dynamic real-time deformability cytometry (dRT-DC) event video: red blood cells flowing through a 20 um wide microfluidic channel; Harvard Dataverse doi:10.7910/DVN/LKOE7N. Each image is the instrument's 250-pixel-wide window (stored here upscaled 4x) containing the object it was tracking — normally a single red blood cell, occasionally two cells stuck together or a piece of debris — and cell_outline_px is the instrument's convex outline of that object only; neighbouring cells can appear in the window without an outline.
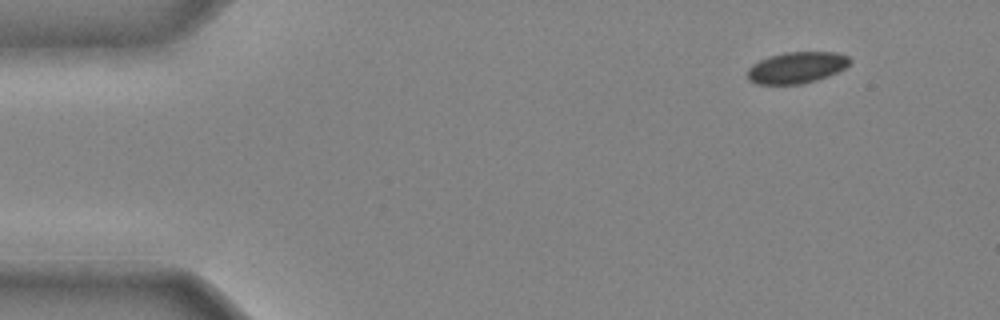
{"species": "common noctule bat (a hibernating species)", "species_latin": "Nyctalus noctula", "temperature_condition": "cold", "stored_images_in_passage": 36, "camera_frame_rate_fps": 3000, "um_per_image_px": 0.085, "animal": {"sex": "male", "body_mass_g": 20.4}, "frame": {"image": 1, "passage_image": 1, "time_ms": 0.0, "image_size_px": [1000, 320], "cell_outline_px": [[852, 60], [844, 68], [828, 76], [816, 80], [800, 84], [756, 84], [748, 80], [748, 68], [752, 64], [768, 56], [784, 52], [836, 52], [848, 56]], "centroid_in_image_um": [67.69, 5.74], "position_along_channel_um": 17.3, "area_um2": 18.73}}
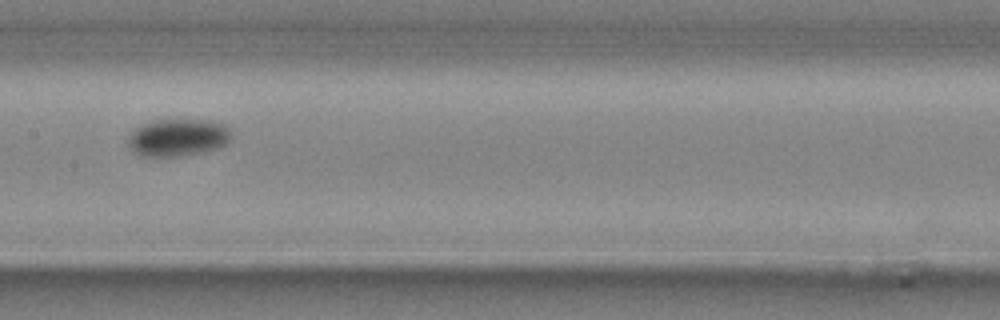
{"frame": {"image": 2, "passage_image": 19, "time_ms": 6.0, "image_size_px": [1000, 320], "cell_outline_px": [[232, 140], [220, 148], [204, 152], [184, 156], [140, 156], [132, 152], [128, 148], [128, 136], [140, 124], [152, 120], [208, 120], [224, 124], [228, 128]], "centroid_in_image_um": [15.1, 11.7], "position_along_channel_um": 192.3, "area_um2": 22.89}}
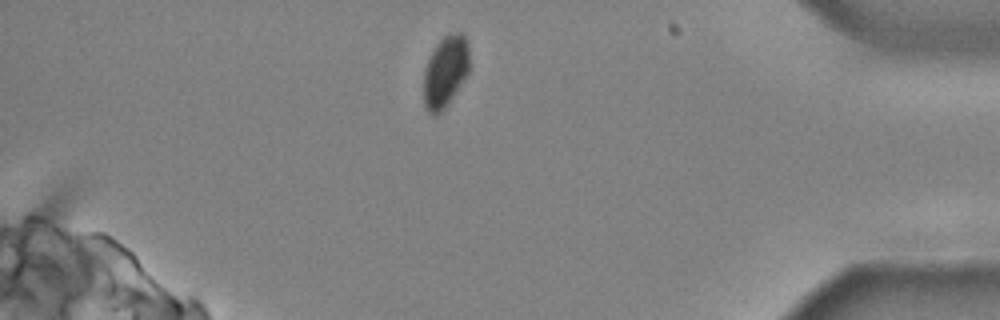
{"frame": {"image": 3, "passage_image": 35, "time_ms": 11.333, "image_size_px": [1000, 320], "cell_outline_px": [[468, 72], [444, 108], [436, 116], [432, 116], [428, 112], [424, 104], [424, 68], [436, 44], [448, 32], [460, 32], [464, 36], [468, 44]], "centroid_in_image_um": [37.83, 6.06], "position_along_channel_um": 397.4, "area_um2": 18.79}}